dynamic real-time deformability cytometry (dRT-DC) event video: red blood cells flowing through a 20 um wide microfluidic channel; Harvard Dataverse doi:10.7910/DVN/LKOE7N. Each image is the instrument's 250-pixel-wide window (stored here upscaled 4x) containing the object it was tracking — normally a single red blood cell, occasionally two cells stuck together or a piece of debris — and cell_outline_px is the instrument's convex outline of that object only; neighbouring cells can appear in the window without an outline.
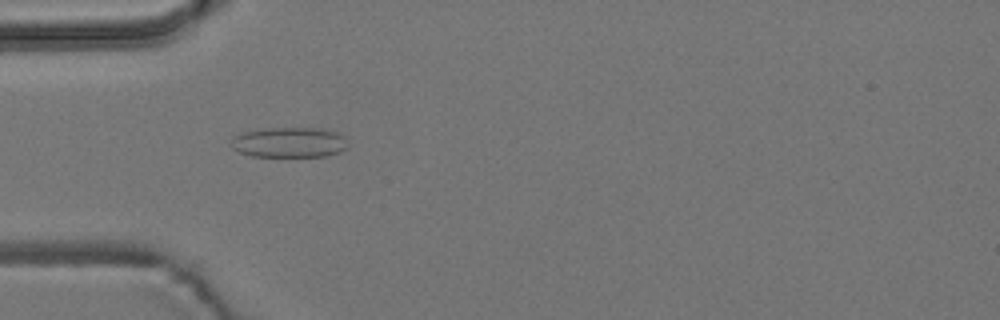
{"species": "common noctule bat (a hibernating species)", "species_latin": "Nyctalus noctula", "temperature_condition": "room temperature", "stored_images_in_passage": 4, "camera_frame_rate_fps": 3000, "um_per_image_px": 0.085, "animal": {"sex": "male", "body_mass_g": 19.2, "forearm_length_mm": 51.8}, "frame": {"image": 1, "passage_image": 4, "time_ms": 4.333, "image_size_px": [1000, 320], "cell_outline_px": [[348, 144], [340, 152], [328, 156], [252, 156], [240, 152], [232, 148], [228, 144], [232, 136], [244, 132], [264, 128], [320, 128], [336, 132], [344, 136]], "centroid_in_image_um": [24.55, 12.1], "position_along_channel_um": 60.4, "area_um2": 20.75}}